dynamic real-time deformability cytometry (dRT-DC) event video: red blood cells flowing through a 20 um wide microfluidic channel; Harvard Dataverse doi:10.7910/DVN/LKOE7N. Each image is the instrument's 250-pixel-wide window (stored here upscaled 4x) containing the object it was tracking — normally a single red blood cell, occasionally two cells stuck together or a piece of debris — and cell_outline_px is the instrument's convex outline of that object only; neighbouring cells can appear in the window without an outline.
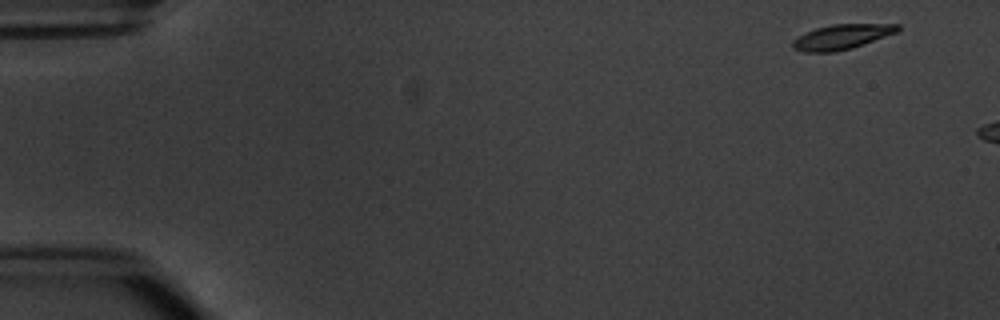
{"species": "common noctule bat (a hibernating species)", "species_latin": "Nyctalus noctula", "temperature_condition": "warm", "stored_images_in_passage": 6, "camera_frame_rate_fps": 3000, "um_per_image_px": 0.085, "animal": {"sex": "male", "body_mass_g": 20.1, "forearm_length_mm": 53.5}, "frame": {"image": 1, "passage_image": 1, "time_ms": 0.0, "image_size_px": [1000, 320], "cell_outline_px": [[900, 32], [852, 48], [836, 52], [804, 52], [792, 48], [792, 40], [804, 32], [816, 28], [832, 24], [900, 24]], "centroid_in_image_um": [71.56, 3.13], "position_along_channel_um": 13.4, "area_um2": 15.49}}